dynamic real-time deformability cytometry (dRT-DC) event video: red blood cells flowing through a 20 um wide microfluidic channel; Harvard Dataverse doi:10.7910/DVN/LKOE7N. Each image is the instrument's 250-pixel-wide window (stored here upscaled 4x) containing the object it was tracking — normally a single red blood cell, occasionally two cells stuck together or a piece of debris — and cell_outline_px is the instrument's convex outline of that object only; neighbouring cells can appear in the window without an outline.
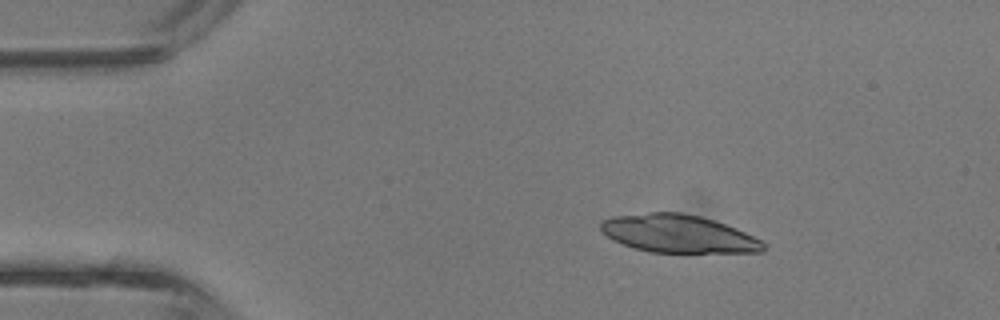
{"species": "common noctule bat (a hibernating species)", "species_latin": "Nyctalus noctula", "temperature_condition": "room temperature", "stored_images_in_passage": 2, "camera_frame_rate_fps": 3000, "um_per_image_px": 0.085, "animal": {"sex": "male", "body_mass_g": 13.3}, "frame": {"image": 1, "passage_image": 1, "time_ms": 0.0, "image_size_px": [1000, 320], "cell_outline_px": [[764, 252], [648, 252], [612, 240], [600, 228], [600, 220], [612, 216], [648, 212], [680, 212], [700, 216], [736, 228], [760, 240], [764, 244]], "centroid_in_image_um": [57.61, 19.86], "position_along_channel_um": 27.4, "area_um2": 35.66}}